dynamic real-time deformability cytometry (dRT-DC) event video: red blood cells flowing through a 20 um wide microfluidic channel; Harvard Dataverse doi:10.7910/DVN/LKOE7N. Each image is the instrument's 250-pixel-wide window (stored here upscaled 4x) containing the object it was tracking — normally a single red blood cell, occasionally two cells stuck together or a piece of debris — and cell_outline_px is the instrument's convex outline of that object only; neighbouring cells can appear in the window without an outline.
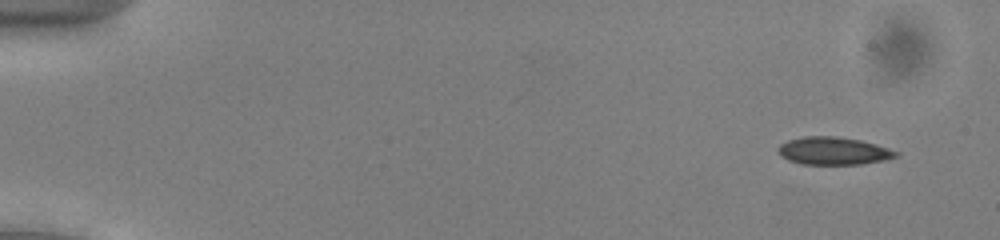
{"species": "common noctule bat (a hibernating species)", "species_latin": "Nyctalus noctula", "temperature_condition": "cold", "stored_images_in_passage": 51, "camera_frame_rate_fps": 3000, "um_per_image_px": 0.085, "animal": {"sex": "male", "body_mass_g": 13.0, "forearm_length_mm": 53.1}, "frame": {"image": 1, "passage_image": 2, "time_ms": 0.333, "image_size_px": [1000, 240], "cell_outline_px": [[900, 156], [884, 160], [860, 164], [800, 164], [788, 160], [780, 156], [776, 148], [780, 144], [788, 140], [804, 136], [836, 136], [860, 140], [876, 144], [900, 152]], "centroid_in_image_um": [70.83, 12.82], "position_along_channel_um": 14.2, "area_um2": 19.19}}
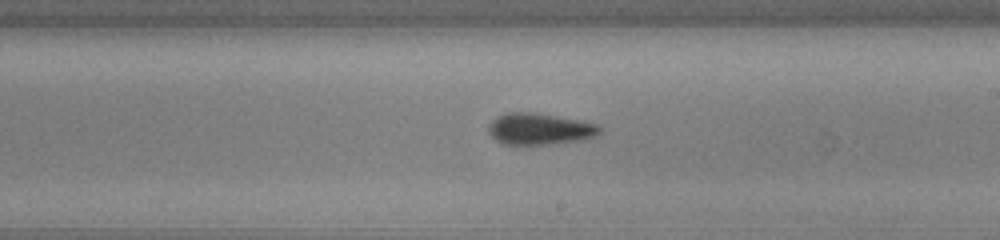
{"frame": {"image": 2, "passage_image": 30, "time_ms": 9.667, "image_size_px": [1000, 240], "cell_outline_px": [[604, 128], [596, 136], [584, 140], [548, 144], [504, 144], [496, 140], [488, 132], [488, 128], [492, 120], [508, 112], [532, 112], [600, 124]], "centroid_in_image_um": [45.92, 10.97], "position_along_channel_um": 243.1, "area_um2": 20.35}}
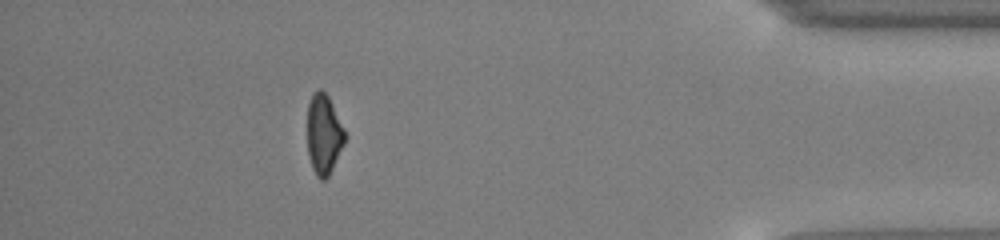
{"frame": {"image": 3, "passage_image": 46, "time_ms": 15.0, "image_size_px": [1000, 240], "cell_outline_px": [[348, 136], [328, 176], [324, 180], [320, 180], [316, 176], [312, 168], [308, 152], [308, 104], [312, 92], [316, 88], [320, 88], [328, 96]], "centroid_in_image_um": [27.53, 11.39], "position_along_channel_um": 407.7, "area_um2": 17.57}, "authors_computed_cell_mechanics": {"area_um2": 19.5364, "velocity_mm_per_s": 3.9187, "shape_relaxation_time_tau1_ms": 4.3531, "shape_relaxation_time_tau2_ms": 8.54, "deformation_change_tau1": 0.0985, "deformation_change_tau2": 0.1229}}